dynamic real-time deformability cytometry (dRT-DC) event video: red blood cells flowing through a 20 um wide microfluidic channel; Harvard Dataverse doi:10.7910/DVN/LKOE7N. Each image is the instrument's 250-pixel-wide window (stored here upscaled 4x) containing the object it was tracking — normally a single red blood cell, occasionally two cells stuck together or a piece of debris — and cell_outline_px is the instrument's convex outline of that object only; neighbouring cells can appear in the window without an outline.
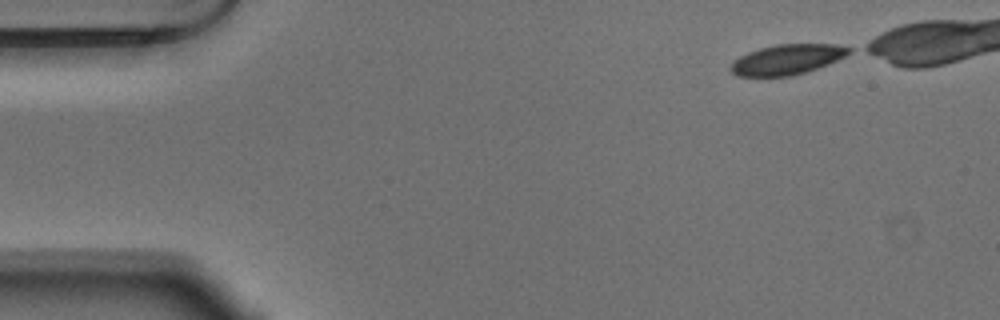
{"species": "Egyptian fruit bat (a non-hibernating species)", "species_latin": "Rousettus aegyptiacus", "temperature_condition": "warm", "stored_images_in_passage": 43, "camera_frame_rate_fps": 3000, "um_per_image_px": 0.085, "animal": {"sex": "male"}, "frame": {"image": 1, "passage_image": 1, "time_ms": 0.0, "image_size_px": [1000, 320], "cell_outline_px": [[852, 52], [828, 64], [792, 76], [736, 76], [728, 68], [740, 56], [748, 52], [760, 48], [776, 44], [836, 44], [852, 48]], "centroid_in_image_um": [66.9, 5.05], "position_along_channel_um": 18.1, "area_um2": 20.63}}
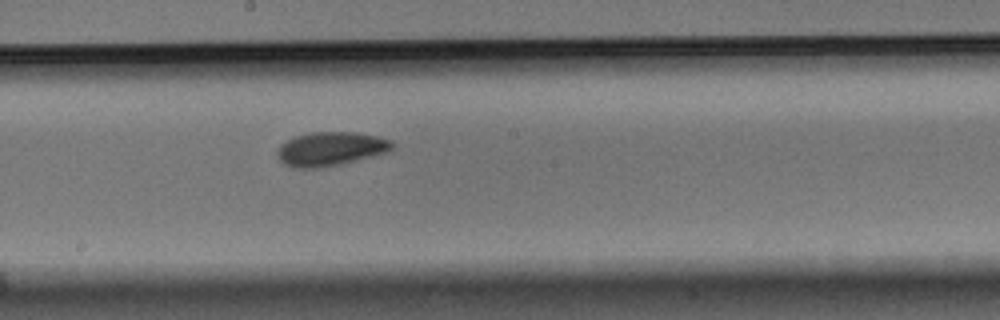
{"frame": {"image": 2, "passage_image": 25, "time_ms": 8.0, "image_size_px": [1000, 320], "cell_outline_px": [[396, 144], [388, 152], [340, 164], [320, 168], [292, 168], [284, 164], [280, 160], [276, 152], [280, 144], [296, 136], [308, 132], [356, 132], [380, 136], [392, 140]], "centroid_in_image_um": [28.12, 12.65], "position_along_channel_um": 220.1, "area_um2": 22.95}}
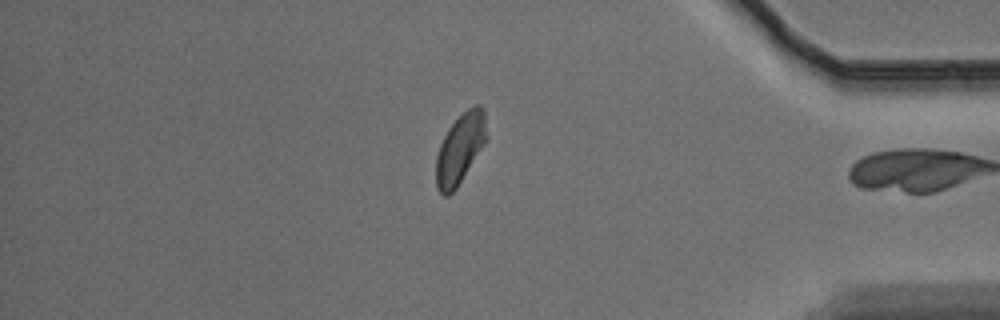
{"frame": {"image": 3, "passage_image": 42, "time_ms": 13.667, "image_size_px": [1000, 320], "cell_outline_px": [[488, 140], [456, 188], [448, 196], [444, 196], [436, 188], [436, 156], [440, 144], [448, 128], [472, 104], [480, 104], [484, 108], [488, 136]], "centroid_in_image_um": [39.14, 12.61], "position_along_channel_um": 396.1, "area_um2": 20.87}, "authors_computed_cell_mechanics": {"area_um2": 21.7328, "velocity_mm_per_s": 3.6663, "shape_relaxation_time_tau1_ms": 2.6681, "shape_relaxation_time_tau2_ms": 3.2637, "deformation_change_tau1": 0.0883, "deformation_change_tau2": 0.0616}}